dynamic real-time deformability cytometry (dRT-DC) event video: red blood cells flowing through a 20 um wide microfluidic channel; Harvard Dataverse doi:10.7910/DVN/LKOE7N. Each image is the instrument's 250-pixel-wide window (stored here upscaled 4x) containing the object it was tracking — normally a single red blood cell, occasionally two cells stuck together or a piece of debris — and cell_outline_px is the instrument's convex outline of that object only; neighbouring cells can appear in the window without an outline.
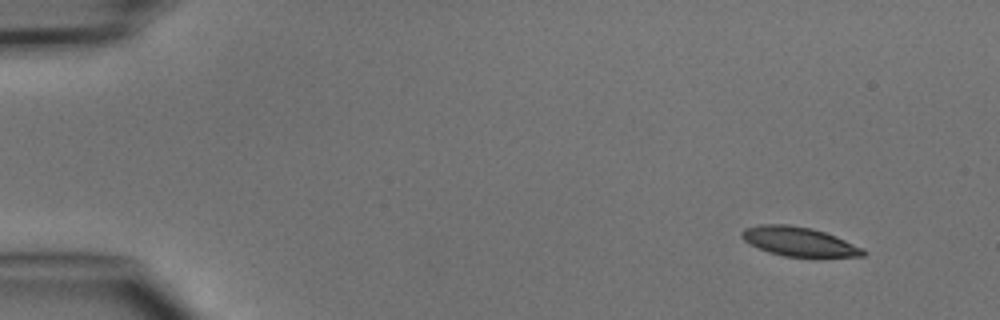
{"species": "common noctule bat (a hibernating species)", "species_latin": "Nyctalus noctula", "temperature_condition": "cold", "stored_images_in_passage": 3, "camera_frame_rate_fps": 3000, "um_per_image_px": 0.085, "animal": {"sex": "male", "body_mass_g": 15.6}, "frame": {"image": 1, "passage_image": 1, "time_ms": 0.0, "image_size_px": [1000, 320], "cell_outline_px": [[868, 252], [864, 256], [784, 256], [768, 252], [744, 240], [740, 236], [740, 232], [744, 228], [760, 224], [788, 224], [812, 228], [836, 236], [864, 248]], "centroid_in_image_um": [67.91, 20.51], "position_along_channel_um": 17.1, "area_um2": 20.52}}